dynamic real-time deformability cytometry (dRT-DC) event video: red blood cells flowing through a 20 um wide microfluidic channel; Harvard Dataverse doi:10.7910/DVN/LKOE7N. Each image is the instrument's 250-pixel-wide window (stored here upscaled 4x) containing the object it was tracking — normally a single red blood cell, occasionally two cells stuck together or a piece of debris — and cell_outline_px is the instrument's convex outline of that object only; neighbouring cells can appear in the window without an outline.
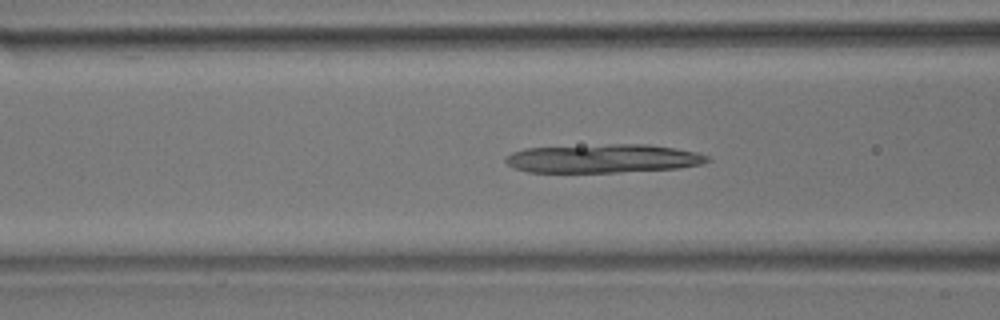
{"species": "common noctule bat (a hibernating species)", "species_latin": "Nyctalus noctula", "temperature_condition": "room temperature", "stored_images_in_passage": 55, "camera_frame_rate_fps": 3000, "um_per_image_px": 0.085, "animal": {"sex": "male", "body_mass_g": 17.9}, "frame": {"image": 1, "passage_image": 21, "time_ms": 6.667, "image_size_px": [1000, 320], "cell_outline_px": [[712, 160], [704, 164], [680, 168], [616, 172], [528, 172], [516, 168], [508, 164], [504, 160], [512, 152], [524, 148], [608, 144], [648, 144], [676, 148], [696, 152], [708, 156]], "centroid_in_image_um": [51.31, 13.47], "position_along_channel_um": 115.3, "area_um2": 33.76}}
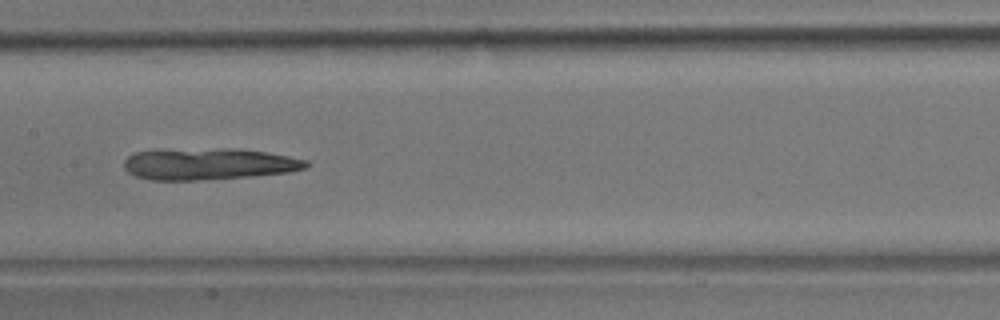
{"frame": {"image": 2, "passage_image": 27, "time_ms": 8.667, "image_size_px": [1000, 320], "cell_outline_px": [[312, 164], [308, 168], [288, 172], [252, 176], [200, 180], [152, 180], [136, 176], [128, 172], [124, 168], [124, 160], [128, 156], [136, 152], [228, 148], [240, 148], [288, 156], [308, 160]], "centroid_in_image_um": [17.81, 13.95], "position_along_channel_um": 189.6, "area_um2": 33.23}}
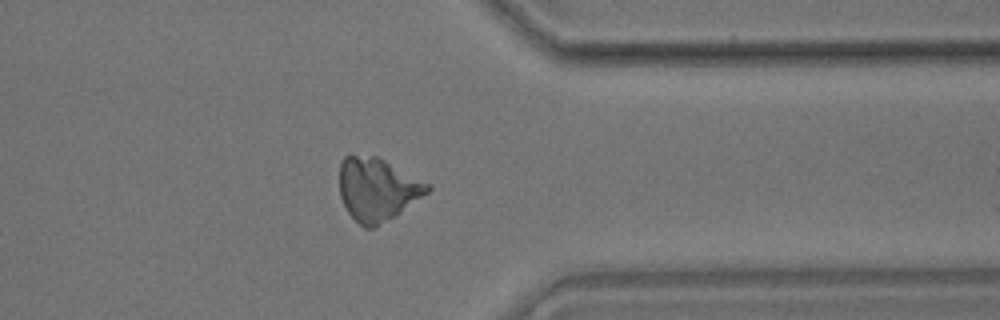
{"frame": {"image": 3, "passage_image": 43, "time_ms": 14.0, "image_size_px": [1000, 320], "cell_outline_px": [[432, 188], [428, 192], [400, 212], [372, 228], [364, 228], [348, 212], [340, 196], [340, 164], [344, 156], [352, 152], [376, 156], [432, 184]], "centroid_in_image_um": [32.06, 16.03], "position_along_channel_um": 379.3, "area_um2": 32.25}}